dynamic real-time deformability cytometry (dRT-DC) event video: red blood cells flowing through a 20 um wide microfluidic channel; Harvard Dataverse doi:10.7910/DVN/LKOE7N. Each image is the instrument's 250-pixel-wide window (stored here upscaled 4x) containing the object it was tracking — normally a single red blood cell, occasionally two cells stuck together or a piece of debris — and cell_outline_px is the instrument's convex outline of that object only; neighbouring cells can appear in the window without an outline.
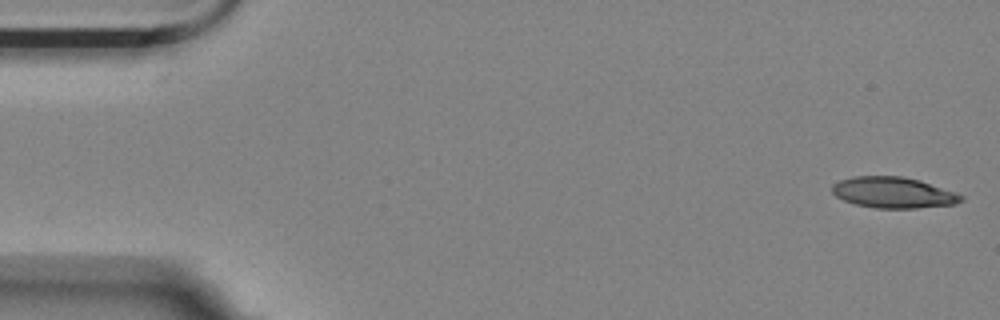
{"species": "Egyptian fruit bat (a non-hibernating species)", "species_latin": "Rousettus aegyptiacus", "temperature_condition": "room temperature", "stored_images_in_passage": 18, "camera_frame_rate_fps": 3000, "um_per_image_px": 0.085, "animal": {"sex": "female"}, "frame": {"image": 1, "passage_image": 1, "time_ms": 0.0, "image_size_px": [1000, 320], "cell_outline_px": [[964, 200], [956, 204], [916, 208], [876, 208], [856, 204], [844, 200], [836, 196], [832, 192], [832, 184], [840, 180], [852, 176], [900, 176], [920, 180], [956, 192], [964, 196]], "centroid_in_image_um": [75.95, 16.36], "position_along_channel_um": 9.0, "area_um2": 23.35}}
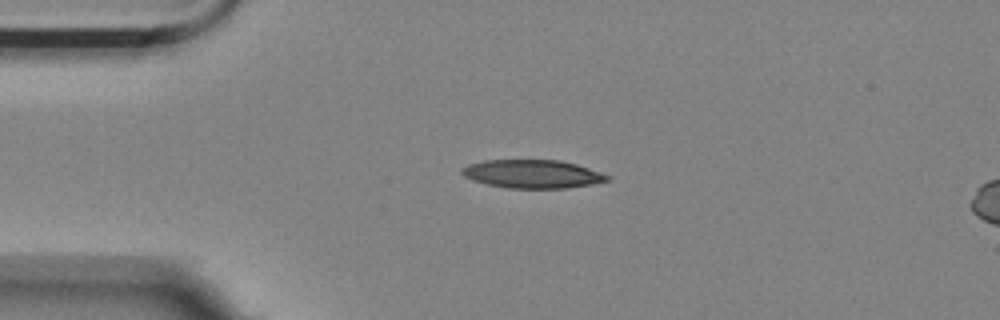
{"frame": {"image": 2, "passage_image": 12, "time_ms": 3.667, "image_size_px": [1000, 320], "cell_outline_px": [[612, 176], [608, 180], [592, 184], [564, 188], [504, 188], [488, 184], [464, 176], [460, 172], [460, 168], [468, 164], [484, 160], [560, 160], [576, 164]], "centroid_in_image_um": [45.25, 14.78], "position_along_channel_um": 39.8, "area_um2": 23.93}}
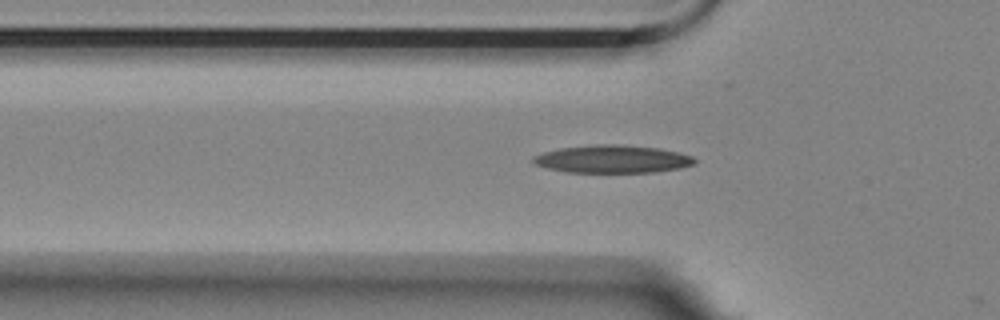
{"frame": {"image": 3, "passage_image": 17, "time_ms": 5.333, "image_size_px": [1000, 320], "cell_outline_px": [[696, 164], [680, 168], [656, 172], [564, 172], [548, 168], [536, 164], [532, 160], [532, 156], [544, 152], [560, 148], [596, 144], [616, 144], [660, 148], [692, 156], [696, 160]], "centroid_in_image_um": [52.07, 13.52], "position_along_channel_um": 73.7, "area_um2": 26.13}}